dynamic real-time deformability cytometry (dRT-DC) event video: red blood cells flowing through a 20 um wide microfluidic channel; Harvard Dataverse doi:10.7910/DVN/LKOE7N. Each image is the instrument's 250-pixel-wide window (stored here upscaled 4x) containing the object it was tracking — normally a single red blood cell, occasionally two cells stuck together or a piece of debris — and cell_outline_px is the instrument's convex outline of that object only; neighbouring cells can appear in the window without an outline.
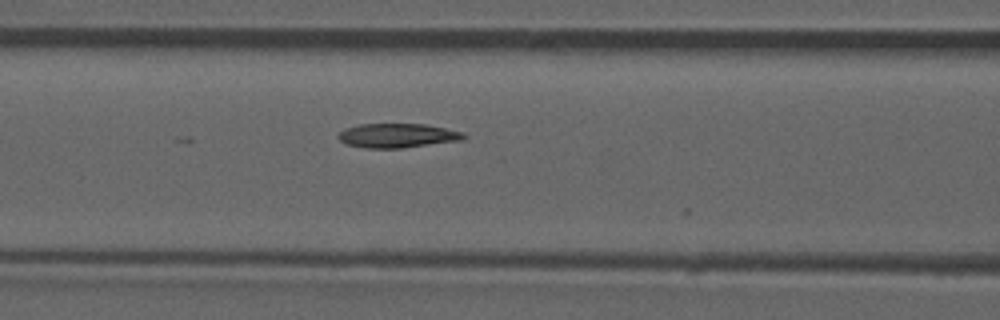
{"species": "common noctule bat (a hibernating species)", "species_latin": "Nyctalus noctula", "temperature_condition": "room temperature", "stored_images_in_passage": 27, "camera_frame_rate_fps": 3000, "um_per_image_px": 0.085, "animal": {"sex": "male", "forearm_length_mm": 52.5}, "frame": {"image": 1, "passage_image": 22, "time_ms": 7.0, "image_size_px": [1000, 320], "cell_outline_px": [[468, 136], [460, 140], [400, 148], [364, 148], [344, 144], [336, 136], [344, 128], [360, 124], [424, 124], [464, 132]], "centroid_in_image_um": [33.73, 11.52], "position_along_channel_um": 132.9, "area_um2": 17.69}}